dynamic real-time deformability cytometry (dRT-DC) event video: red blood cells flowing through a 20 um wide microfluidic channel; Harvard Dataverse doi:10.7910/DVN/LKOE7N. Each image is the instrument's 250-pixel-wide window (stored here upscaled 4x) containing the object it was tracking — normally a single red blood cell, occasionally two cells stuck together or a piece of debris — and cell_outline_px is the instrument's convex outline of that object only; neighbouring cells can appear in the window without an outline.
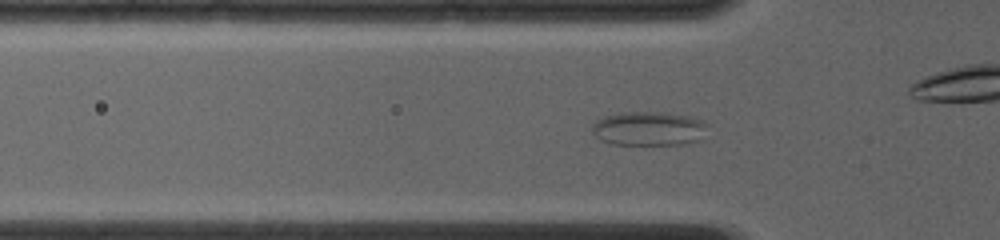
{"species": "common noctule bat (a hibernating species)", "species_latin": "Nyctalus noctula", "temperature_condition": "room temperature", "stored_images_in_passage": 62, "camera_frame_rate_fps": 4000, "um_per_image_px": 0.085, "animal": {"sex": "female", "body_mass_g": 19.0, "forearm_length_mm": 56.7}, "frame": {"image": 1, "passage_image": 19, "time_ms": 4.5, "image_size_px": [1000, 240], "cell_outline_px": [[708, 124], [704, 140], [680, 144], [612, 144], [600, 140], [592, 132], [592, 124], [596, 120], [604, 116], [620, 112], [664, 112], [688, 116], [700, 120]], "centroid_in_image_um": [55.16, 10.93], "position_along_channel_um": 70.6, "area_um2": 23.18}}
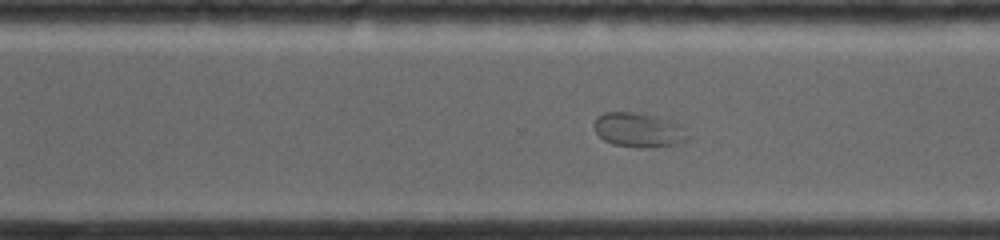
{"frame": {"image": 2, "passage_image": 43, "time_ms": 10.5, "image_size_px": [1000, 240], "cell_outline_px": [[692, 136], [688, 140], [676, 144], [652, 148], [640, 148], [612, 144], [604, 140], [596, 132], [592, 124], [596, 116], [604, 112], [632, 112], [656, 116], [676, 120], [684, 124]], "centroid_in_image_um": [54.38, 11.04], "position_along_channel_um": 316.2, "area_um2": 19.65}}
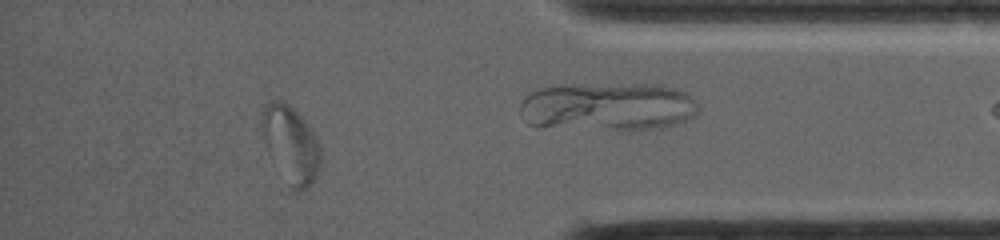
{"frame": {"image": 3, "passage_image": 54, "time_ms": 13.25, "image_size_px": [1000, 240], "cell_outline_px": [[320, 164], [316, 176], [308, 188], [296, 192], [292, 188], [264, 136], [264, 108], [272, 100], [288, 104], [304, 120], [312, 132], [320, 148]], "centroid_in_image_um": [24.81, 12.28], "position_along_channel_um": 410.4, "area_um2": 24.04}}